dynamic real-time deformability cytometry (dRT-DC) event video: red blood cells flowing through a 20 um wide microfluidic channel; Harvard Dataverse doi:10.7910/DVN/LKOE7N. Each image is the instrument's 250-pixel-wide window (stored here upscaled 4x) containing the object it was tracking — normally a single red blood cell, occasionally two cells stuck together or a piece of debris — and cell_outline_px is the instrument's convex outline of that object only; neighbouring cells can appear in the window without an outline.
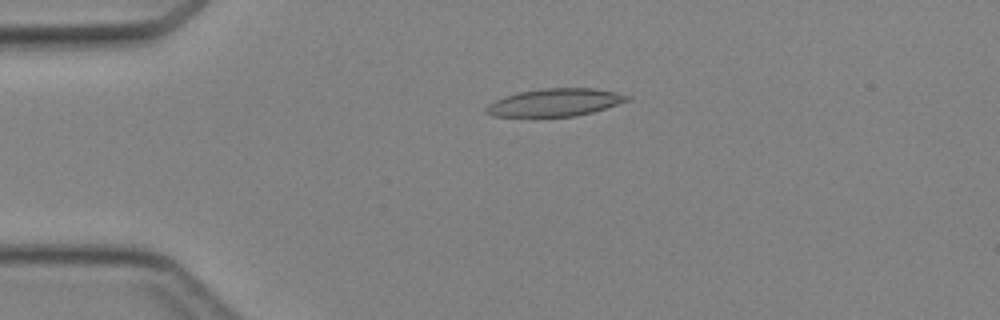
{"species": "Egyptian fruit bat (a non-hibernating species)", "species_latin": "Rousettus aegyptiacus", "temperature_condition": "cold", "stored_images_in_passage": 45, "camera_frame_rate_fps": 3000, "um_per_image_px": 0.085, "animal": {"sex": "female"}, "frame": {"image": 1, "passage_image": 10, "time_ms": 3.0, "image_size_px": [1000, 320], "cell_outline_px": [[632, 100], [592, 112], [576, 116], [492, 116], [484, 112], [484, 108], [488, 104], [504, 96], [516, 92], [540, 88], [596, 88], [616, 92], [632, 96]], "centroid_in_image_um": [47.19, 8.69], "position_along_channel_um": 37.8, "area_um2": 22.95}}
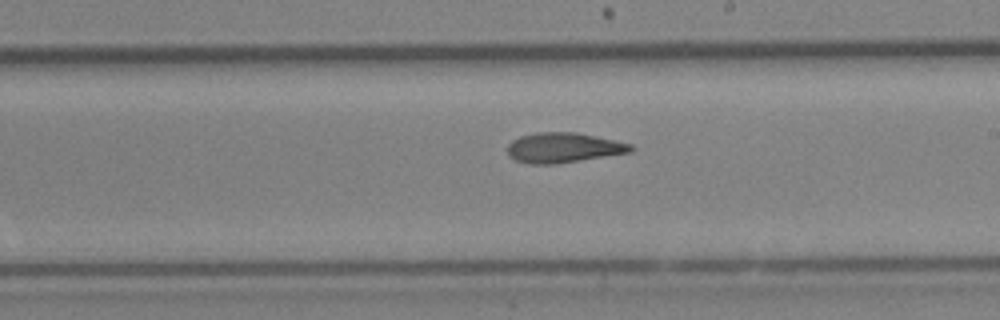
{"frame": {"image": 2, "passage_image": 26, "time_ms": 8.333, "image_size_px": [1000, 320], "cell_outline_px": [[636, 148], [632, 152], [556, 164], [528, 164], [516, 160], [508, 156], [508, 144], [512, 140], [520, 136], [536, 132], [576, 132], [632, 144]], "centroid_in_image_um": [47.89, 12.55], "position_along_channel_um": 241.1, "area_um2": 21.68}}
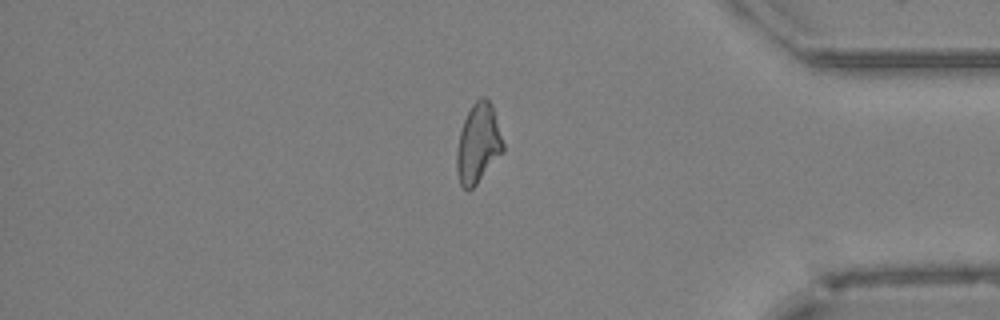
{"frame": {"image": 3, "passage_image": 38, "time_ms": 12.333, "image_size_px": [1000, 320], "cell_outline_px": [[504, 152], [476, 184], [468, 192], [460, 184], [456, 168], [456, 152], [460, 132], [464, 120], [472, 104], [480, 96], [484, 96], [492, 104], [504, 144]], "centroid_in_image_um": [40.65, 12.2], "position_along_channel_um": 394.6, "area_um2": 21.5}}